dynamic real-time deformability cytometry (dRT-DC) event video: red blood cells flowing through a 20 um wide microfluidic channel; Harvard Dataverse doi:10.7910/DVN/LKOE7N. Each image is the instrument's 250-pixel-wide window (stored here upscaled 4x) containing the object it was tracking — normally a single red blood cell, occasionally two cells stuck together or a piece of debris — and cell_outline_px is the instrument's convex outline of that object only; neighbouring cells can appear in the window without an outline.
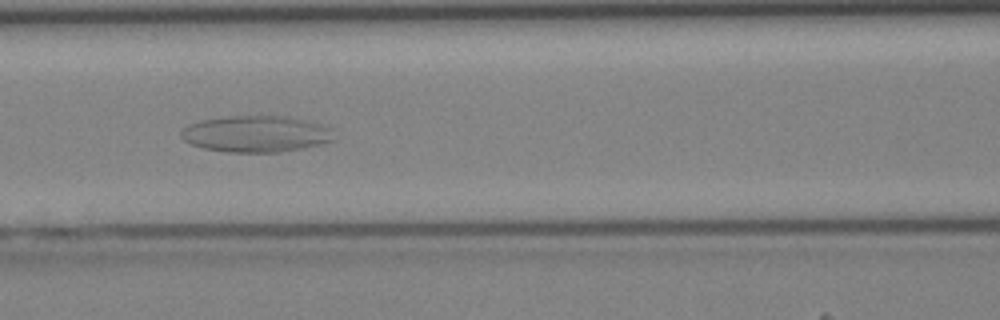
{"species": "Egyptian fruit bat (a non-hibernating species)", "species_latin": "Rousettus aegyptiacus", "temperature_condition": "cold", "stored_images_in_passage": 45, "camera_frame_rate_fps": 3000, "um_per_image_px": 0.085, "animal": {"sex": "female"}, "frame": {"image": 1, "passage_image": 20, "time_ms": 6.333, "image_size_px": [1000, 320], "cell_outline_px": [[336, 140], [320, 144], [280, 152], [228, 152], [204, 148], [192, 144], [184, 140], [180, 136], [180, 132], [188, 124], [200, 120], [228, 116], [288, 116], [308, 120], [324, 124], [332, 128]], "centroid_in_image_um": [21.81, 11.37], "position_along_channel_um": 144.8, "area_um2": 32.71}}
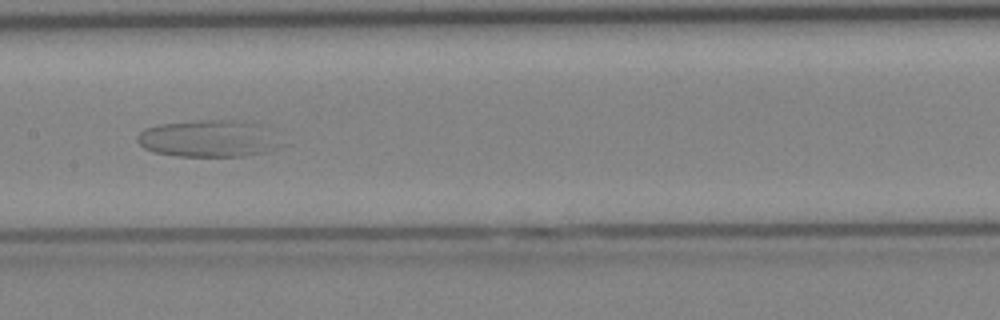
{"frame": {"image": 2, "passage_image": 23, "time_ms": 7.333, "image_size_px": [1000, 320], "cell_outline_px": [[292, 144], [264, 152], [244, 156], [176, 156], [156, 152], [144, 148], [136, 140], [136, 136], [144, 128], [160, 124], [196, 120], [244, 120], [268, 128]], "centroid_in_image_um": [17.86, 11.77], "position_along_channel_um": 189.5, "area_um2": 31.79}}
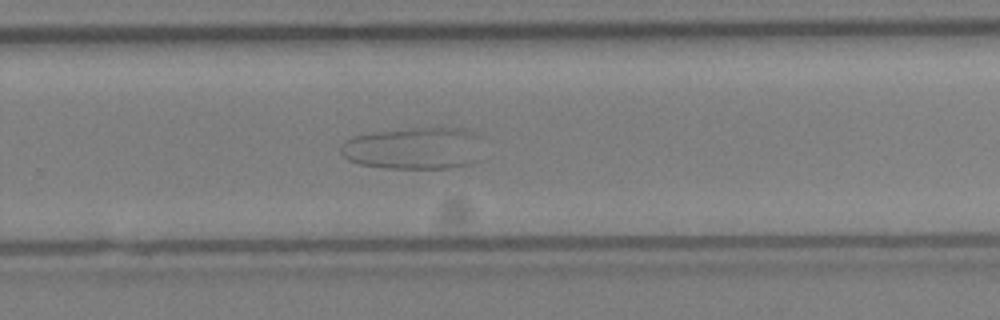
{"frame": {"image": 3, "passage_image": 30, "time_ms": 9.667, "image_size_px": [1000, 320], "cell_outline_px": [[480, 160], [468, 164], [448, 168], [384, 168], [360, 164], [348, 160], [340, 152], [340, 148], [344, 140], [352, 136], [376, 132], [412, 128], [456, 128], [472, 132]], "centroid_in_image_um": [35.07, 12.62], "position_along_channel_um": 294.7, "area_um2": 34.22}}